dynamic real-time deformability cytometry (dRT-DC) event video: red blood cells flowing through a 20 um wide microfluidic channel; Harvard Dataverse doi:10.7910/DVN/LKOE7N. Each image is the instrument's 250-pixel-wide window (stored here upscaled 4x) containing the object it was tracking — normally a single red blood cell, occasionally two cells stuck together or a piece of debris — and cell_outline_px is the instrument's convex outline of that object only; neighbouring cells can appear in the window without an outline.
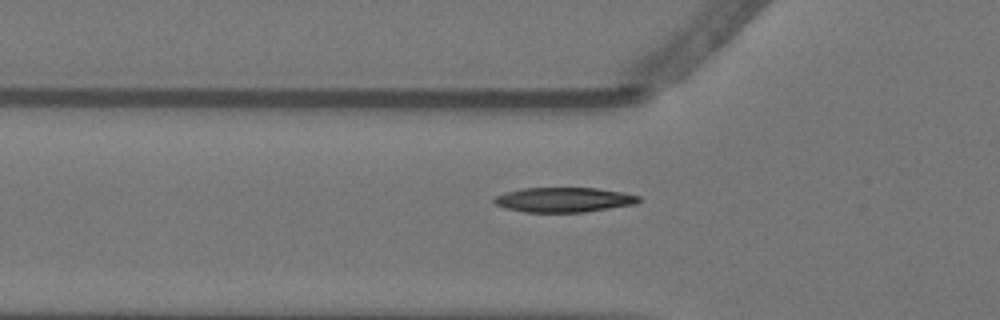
{"species": "Egyptian fruit bat (a non-hibernating species)", "species_latin": "Rousettus aegyptiacus", "temperature_condition": "warm", "stored_images_in_passage": 40, "camera_frame_rate_fps": 3000, "um_per_image_px": 0.085, "animal": {"sex": "female"}, "frame": {"image": 1, "passage_image": 3, "time_ms": 0.667, "image_size_px": [1000, 320], "cell_outline_px": [[640, 200], [636, 204], [584, 212], [524, 212], [504, 208], [496, 204], [492, 200], [496, 196], [504, 192], [524, 188], [596, 188], [624, 192], [640, 196]], "centroid_in_image_um": [47.92, 16.98], "position_along_channel_um": 77.9, "area_um2": 20.92}}
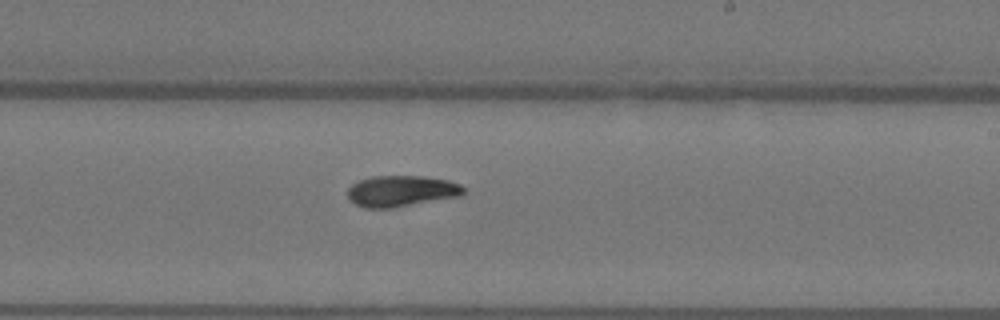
{"frame": {"image": 2, "passage_image": 18, "time_ms": 5.667, "image_size_px": [1000, 320], "cell_outline_px": [[464, 192], [460, 196], [396, 208], [364, 208], [348, 200], [348, 188], [352, 184], [360, 180], [372, 176], [420, 176], [448, 180], [460, 184], [464, 188]], "centroid_in_image_um": [34.1, 16.25], "position_along_channel_um": 254.9, "area_um2": 21.15}}
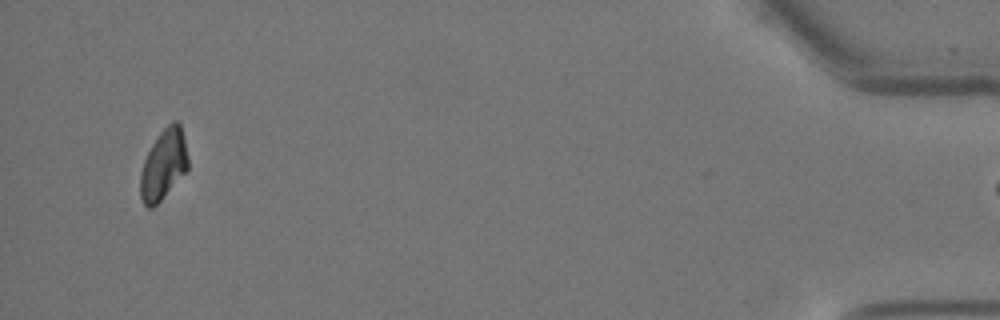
{"frame": {"image": 3, "passage_image": 39, "time_ms": 12.667, "image_size_px": [1000, 320], "cell_outline_px": [[188, 168], [160, 200], [152, 208], [148, 208], [144, 204], [140, 196], [140, 172], [144, 160], [152, 144], [160, 132], [172, 120], [176, 120], [180, 124], [188, 156]], "centroid_in_image_um": [13.88, 13.97], "position_along_channel_um": 421.3, "area_um2": 19.19}}